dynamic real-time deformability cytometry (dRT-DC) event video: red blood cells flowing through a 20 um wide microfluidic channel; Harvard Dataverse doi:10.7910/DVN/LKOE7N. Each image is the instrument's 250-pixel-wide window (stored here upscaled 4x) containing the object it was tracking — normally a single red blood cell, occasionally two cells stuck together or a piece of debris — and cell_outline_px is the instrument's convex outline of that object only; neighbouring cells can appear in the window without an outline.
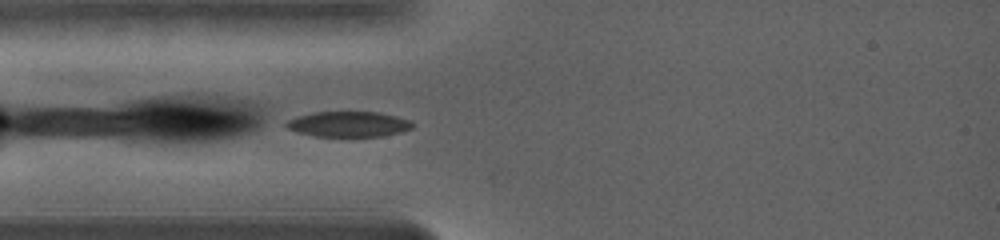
{"species": "common noctule bat (a hibernating species)", "species_latin": "Nyctalus noctula", "temperature_condition": "warm", "stored_images_in_passage": 2, "camera_frame_rate_fps": 5000, "um_per_image_px": 0.085, "animal": {"sex": "female", "body_mass_g": 19.0, "forearm_length_mm": 56.7}, "frame": {"image": 1, "passage_image": 1, "time_ms": 0.0, "image_size_px": [1000, 240], "cell_outline_px": [[412, 124], [408, 128], [396, 132], [380, 136], [316, 136], [292, 128], [288, 124], [292, 120], [304, 116], [320, 112], [372, 112], [388, 116]], "centroid_in_image_um": [29.61, 10.56], "position_along_channel_um": 55.4, "area_um2": 16.82}}
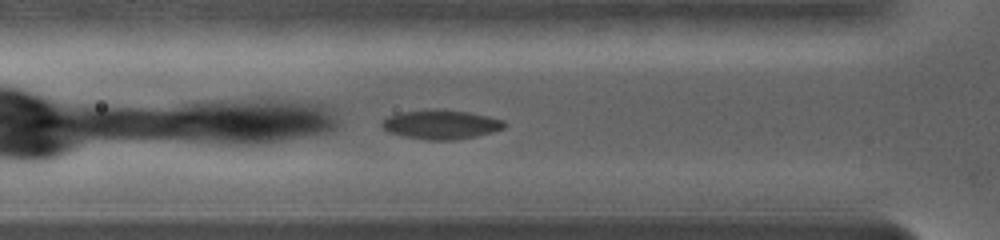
{"frame": {"image": 2, "passage_image": 2, "time_ms": 1.0, "image_size_px": [1000, 240], "cell_outline_px": [[504, 124], [500, 128], [476, 136], [456, 140], [424, 140], [392, 132], [384, 124], [392, 116], [408, 112], [460, 112], [500, 120]], "centroid_in_image_um": [37.53, 10.65], "position_along_channel_um": 88.3, "area_um2": 18.44}}